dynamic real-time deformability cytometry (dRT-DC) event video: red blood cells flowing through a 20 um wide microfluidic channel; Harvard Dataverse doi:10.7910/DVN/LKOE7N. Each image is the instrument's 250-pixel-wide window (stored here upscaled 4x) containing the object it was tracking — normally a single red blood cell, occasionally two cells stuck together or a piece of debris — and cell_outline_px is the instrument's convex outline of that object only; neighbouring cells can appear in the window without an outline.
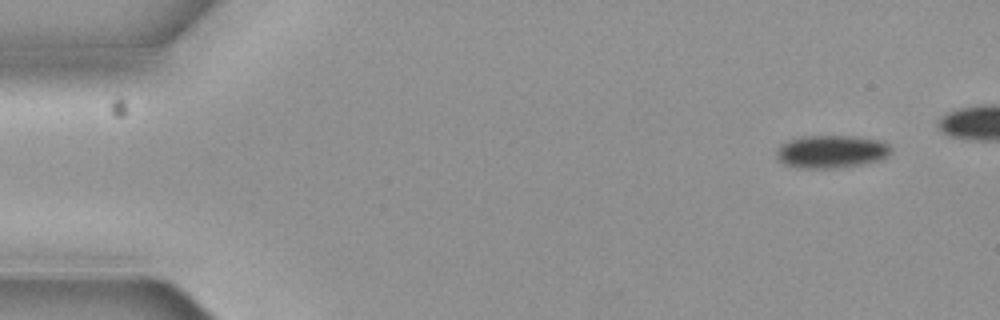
{"species": "common noctule bat (a hibernating species)", "species_latin": "Nyctalus noctula", "temperature_condition": "cold", "stored_images_in_passage": 9, "camera_frame_rate_fps": 3000, "um_per_image_px": 0.085, "animal": {"sex": "female", "body_mass_g": 19.3, "forearm_length_mm": 54.1}, "frame": {"image": 1, "passage_image": 1, "time_ms": 0.0, "image_size_px": [1000, 320], "cell_outline_px": [[892, 152], [884, 160], [864, 164], [840, 168], [796, 168], [784, 164], [776, 156], [776, 152], [780, 144], [788, 140], [808, 136], [848, 136], [880, 140], [888, 144], [892, 148]], "centroid_in_image_um": [70.7, 12.9], "position_along_channel_um": 14.3, "area_um2": 22.2}}
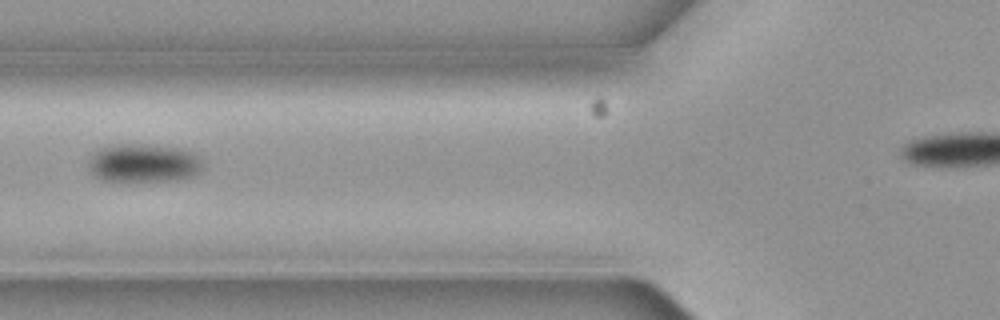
{"frame": {"image": 2, "passage_image": 6, "time_ms": 1.667, "image_size_px": [1000, 320], "cell_outline_px": [[204, 168], [196, 176], [176, 180], [136, 184], [128, 184], [100, 180], [88, 168], [88, 160], [100, 148], [112, 144], [144, 144], [176, 148], [192, 152], [204, 164]], "centroid_in_image_um": [12.19, 13.93], "position_along_channel_um": 113.6, "area_um2": 26.7}}
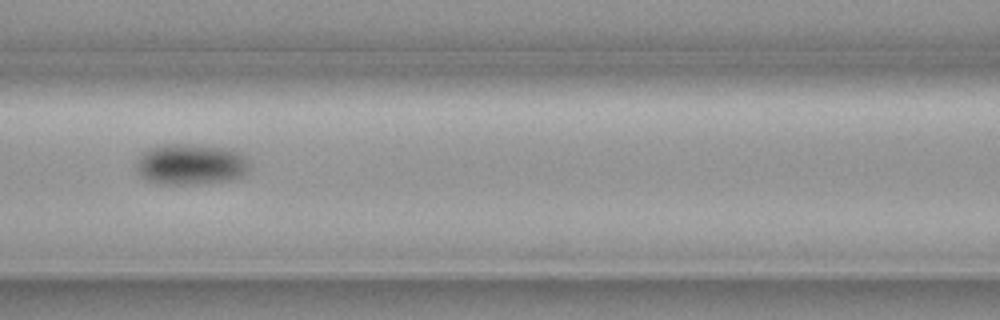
{"frame": {"image": 3, "passage_image": 7, "time_ms": 2.0, "image_size_px": [1000, 320], "cell_outline_px": [[252, 168], [244, 176], [228, 180], [184, 184], [160, 184], [148, 180], [140, 176], [136, 168], [136, 164], [140, 156], [144, 152], [160, 144], [192, 144], [228, 148], [240, 152], [252, 164]], "centroid_in_image_um": [16.27, 13.95], "position_along_channel_um": 150.3, "area_um2": 27.17}}